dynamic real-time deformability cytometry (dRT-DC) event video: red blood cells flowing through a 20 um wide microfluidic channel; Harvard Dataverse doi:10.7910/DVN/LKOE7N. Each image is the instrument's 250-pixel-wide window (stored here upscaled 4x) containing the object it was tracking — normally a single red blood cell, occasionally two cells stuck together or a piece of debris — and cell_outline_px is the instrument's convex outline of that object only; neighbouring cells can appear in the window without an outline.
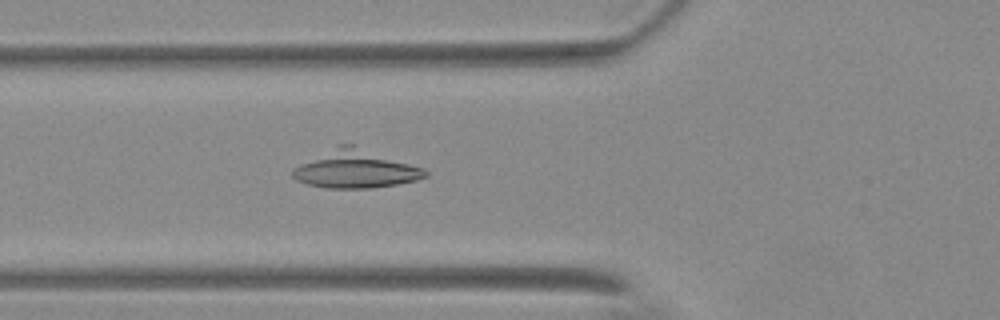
{"species": "Egyptian fruit bat (a non-hibernating species)", "species_latin": "Rousettus aegyptiacus", "temperature_condition": "warm", "stored_images_in_passage": 16, "camera_frame_rate_fps": 3000, "um_per_image_px": 0.085, "animal": {"sex": "female"}, "frame": {"image": 1, "passage_image": 14, "time_ms": 4.333, "image_size_px": [1000, 320], "cell_outline_px": [[584, 228], [536, 232], [512, 232], [408, 228], [388, 224], [388, 216], [448, 212], [544, 212], [584, 216]], "centroid_in_image_um": [41.68, 18.83], "position_along_channel_um": 84.1, "area_um2": 23.81}}